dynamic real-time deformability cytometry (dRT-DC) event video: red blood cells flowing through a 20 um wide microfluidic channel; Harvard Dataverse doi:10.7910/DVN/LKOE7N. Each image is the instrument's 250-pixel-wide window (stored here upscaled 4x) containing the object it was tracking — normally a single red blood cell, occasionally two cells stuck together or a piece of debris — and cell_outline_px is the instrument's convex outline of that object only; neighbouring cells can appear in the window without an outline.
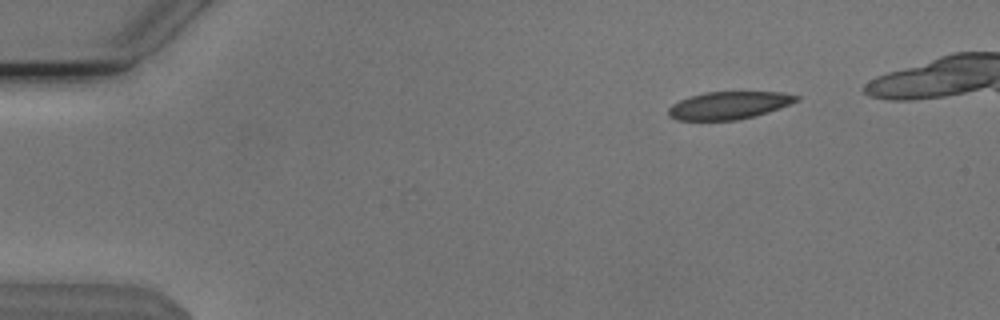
{"species": "Egyptian fruit bat (a non-hibernating species)", "species_latin": "Rousettus aegyptiacus", "temperature_condition": "cold", "stored_images_in_passage": 42, "camera_frame_rate_fps": 3000, "um_per_image_px": 0.085, "animal": {"sex": "male"}, "frame": {"image": 1, "passage_image": 1, "time_ms": 0.0, "image_size_px": [1000, 320], "cell_outline_px": [[800, 100], [780, 108], [768, 112], [736, 120], [676, 120], [668, 116], [668, 108], [672, 104], [688, 96], [704, 92], [784, 92], [800, 96]], "centroid_in_image_um": [61.95, 8.95], "position_along_channel_um": 23.1, "area_um2": 20.69}}
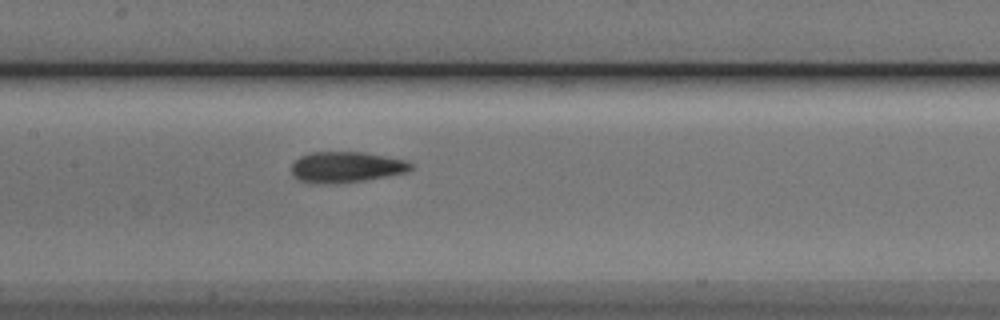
{"frame": {"image": 2, "passage_image": 20, "time_ms": 6.333, "image_size_px": [1000, 320], "cell_outline_px": [[412, 168], [404, 172], [364, 180], [328, 184], [312, 184], [300, 180], [292, 176], [292, 164], [300, 156], [312, 152], [364, 152], [408, 160], [412, 164]], "centroid_in_image_um": [29.39, 14.2], "position_along_channel_um": 178.0, "area_um2": 21.39}}
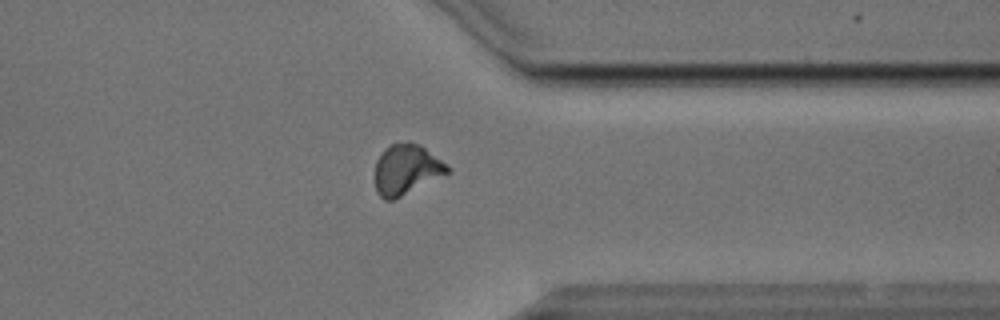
{"frame": {"image": 3, "passage_image": 36, "time_ms": 11.667, "image_size_px": [1000, 320], "cell_outline_px": [[448, 172], [392, 200], [384, 200], [376, 192], [376, 160], [380, 152], [384, 148], [392, 144], [408, 140], [420, 144], [448, 164]], "centroid_in_image_um": [34.51, 14.36], "position_along_channel_um": 376.9, "area_um2": 20.98}}